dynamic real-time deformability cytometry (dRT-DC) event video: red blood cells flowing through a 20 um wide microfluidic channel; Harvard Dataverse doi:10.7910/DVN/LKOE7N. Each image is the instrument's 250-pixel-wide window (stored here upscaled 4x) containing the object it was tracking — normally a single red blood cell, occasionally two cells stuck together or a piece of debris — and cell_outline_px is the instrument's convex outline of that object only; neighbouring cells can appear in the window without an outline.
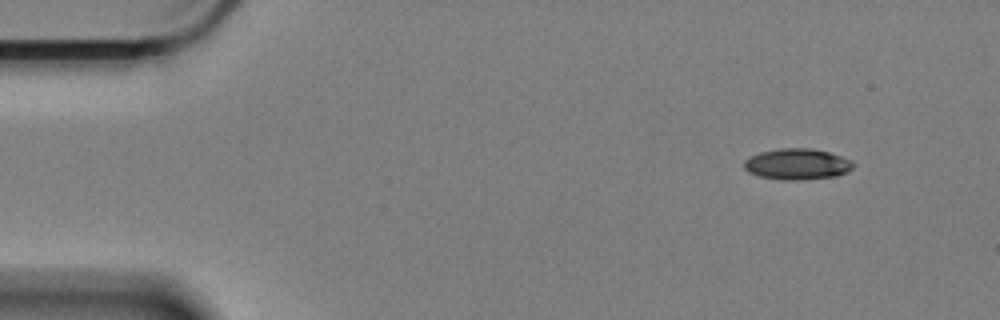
{"species": "Egyptian fruit bat (a non-hibernating species)", "species_latin": "Rousettus aegyptiacus", "temperature_condition": "cold", "stored_images_in_passage": 12, "camera_frame_rate_fps": 3000, "um_per_image_px": 0.085, "animal": {"sex": "female"}, "frame": {"image": 1, "passage_image": 1, "time_ms": 0.0, "image_size_px": [1000, 320], "cell_outline_px": [[856, 164], [848, 172], [836, 176], [760, 176], [748, 172], [744, 168], [744, 160], [760, 152], [780, 148], [812, 148], [828, 152], [852, 160]], "centroid_in_image_um": [67.8, 13.87], "position_along_channel_um": 17.2, "area_um2": 18.44}}
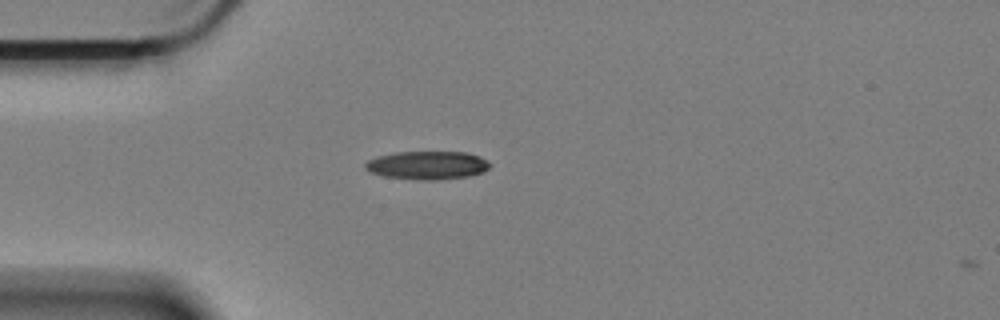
{"frame": {"image": 2, "passage_image": 11, "time_ms": 3.333, "image_size_px": [1000, 320], "cell_outline_px": [[492, 164], [488, 168], [480, 172], [468, 176], [432, 180], [428, 180], [384, 176], [372, 172], [364, 168], [364, 164], [368, 160], [376, 156], [396, 152], [468, 152], [480, 156], [488, 160]], "centroid_in_image_um": [36.33, 14.02], "position_along_channel_um": 48.7, "area_um2": 20.4}}